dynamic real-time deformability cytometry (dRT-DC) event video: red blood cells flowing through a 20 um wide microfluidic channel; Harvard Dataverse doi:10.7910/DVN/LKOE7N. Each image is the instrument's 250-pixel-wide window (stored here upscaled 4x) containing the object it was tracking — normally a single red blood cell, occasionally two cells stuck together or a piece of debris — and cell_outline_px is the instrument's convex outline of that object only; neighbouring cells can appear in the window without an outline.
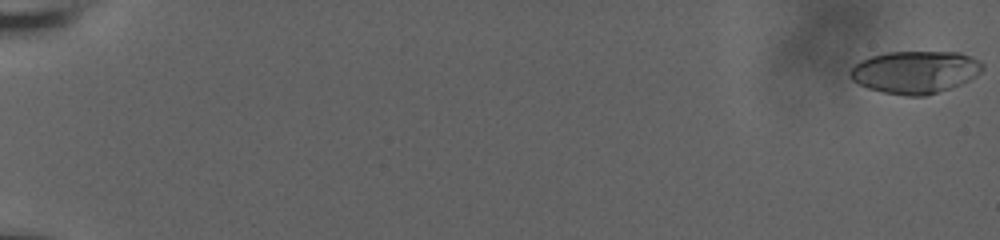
{"species": "human", "species_latin": "Homo sapiens", "temperature_condition": "room temperature", "stored_images_in_passage": 60, "camera_frame_rate_fps": 3000, "um_per_image_px": 0.085, "donor": {"sex": "male"}, "frame": {"image": 1, "passage_image": 1, "time_ms": 0.0, "image_size_px": [1000, 240], "cell_outline_px": [[984, 68], [976, 76], [960, 84], [924, 96], [908, 96], [884, 92], [868, 88], [852, 80], [848, 76], [848, 72], [860, 60], [884, 52], [960, 52], [980, 60], [984, 64]], "centroid_in_image_um": [77.78, 6.11], "position_along_channel_um": 7.2, "area_um2": 32.71}}
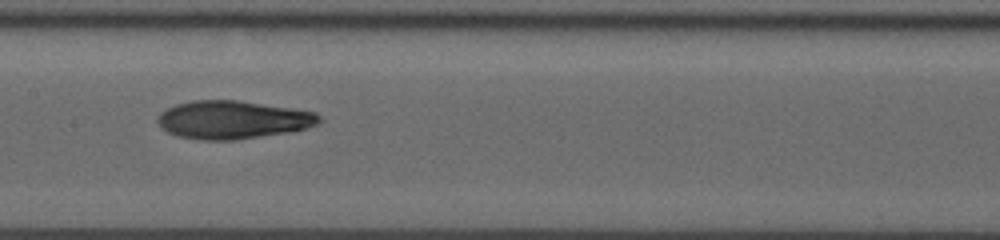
{"frame": {"image": 2, "passage_image": 34, "time_ms": 11.0, "image_size_px": [1000, 240], "cell_outline_px": [[320, 120], [316, 124], [308, 128], [288, 132], [236, 140], [200, 140], [176, 136], [160, 128], [156, 120], [156, 116], [160, 112], [176, 104], [192, 100], [236, 100], [316, 112], [320, 116]], "centroid_in_image_um": [19.72, 10.19], "position_along_channel_um": 187.7, "area_um2": 35.95}}
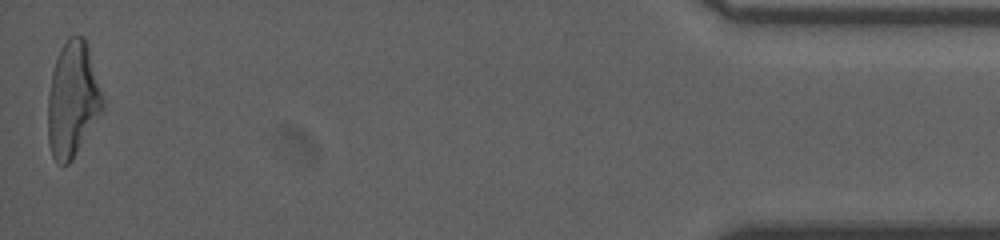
{"frame": {"image": 3, "passage_image": 60, "time_ms": 19.667, "image_size_px": [1000, 240], "cell_outline_px": [[104, 108], [72, 160], [68, 164], [56, 164], [52, 156], [48, 140], [48, 96], [52, 72], [60, 48], [68, 36], [84, 36], [88, 48], [104, 100]], "centroid_in_image_um": [6.16, 8.48], "position_along_channel_um": 429.0, "area_um2": 36.53}, "authors_computed_cell_mechanics": {"area_um2": 35.0846, "velocity_mm_per_s": 3.7259, "shape_relaxation_time_tau1_ms": 5.9847, "shape_relaxation_time_tau2_ms": 3.7134, "deformation_change_tau1": 0.213, "deformation_change_tau2": 0.1152}}